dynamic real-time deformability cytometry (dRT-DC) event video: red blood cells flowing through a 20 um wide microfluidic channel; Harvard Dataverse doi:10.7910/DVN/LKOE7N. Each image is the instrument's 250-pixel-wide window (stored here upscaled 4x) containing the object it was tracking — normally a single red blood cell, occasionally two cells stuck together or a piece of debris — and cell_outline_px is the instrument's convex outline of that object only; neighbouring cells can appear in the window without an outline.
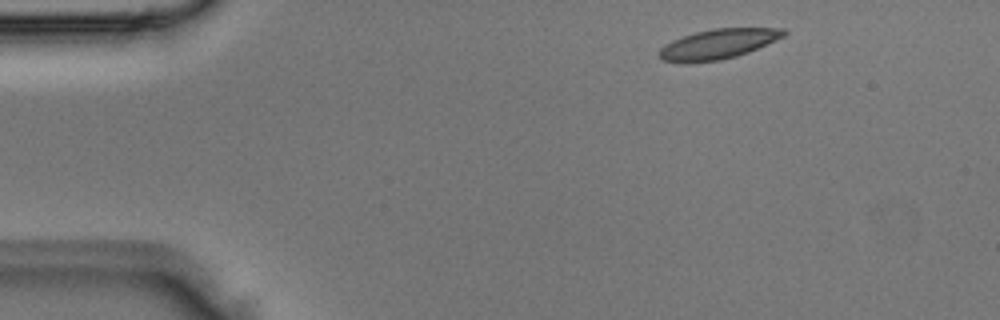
{"species": "Egyptian fruit bat (a non-hibernating species)", "species_latin": "Rousettus aegyptiacus", "temperature_condition": "room temperature", "stored_images_in_passage": 3, "camera_frame_rate_fps": 3000, "um_per_image_px": 0.085, "animal": {"sex": "male"}, "frame": {"image": 1, "passage_image": 1, "time_ms": 0.0, "image_size_px": [1000, 320], "cell_outline_px": [[788, 32], [784, 36], [776, 40], [748, 52], [736, 56], [720, 60], [684, 64], [660, 60], [660, 48], [664, 44], [672, 40], [696, 32], [712, 28], [784, 28]], "centroid_in_image_um": [61.01, 3.75], "position_along_channel_um": 24.0, "area_um2": 21.85}}
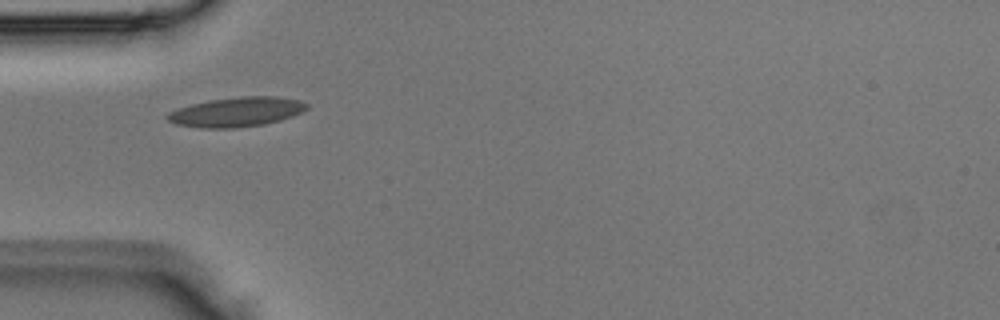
{"frame": {"image": 2, "passage_image": 3, "time_ms": 0.667, "image_size_px": [1000, 320], "cell_outline_px": [[308, 108], [304, 112], [280, 120], [264, 124], [236, 128], [200, 128], [176, 124], [168, 120], [168, 112], [192, 104], [212, 100], [240, 96], [276, 96], [300, 100], [308, 104]], "centroid_in_image_um": [20.16, 9.52], "position_along_channel_um": 64.8, "area_um2": 23.93}}